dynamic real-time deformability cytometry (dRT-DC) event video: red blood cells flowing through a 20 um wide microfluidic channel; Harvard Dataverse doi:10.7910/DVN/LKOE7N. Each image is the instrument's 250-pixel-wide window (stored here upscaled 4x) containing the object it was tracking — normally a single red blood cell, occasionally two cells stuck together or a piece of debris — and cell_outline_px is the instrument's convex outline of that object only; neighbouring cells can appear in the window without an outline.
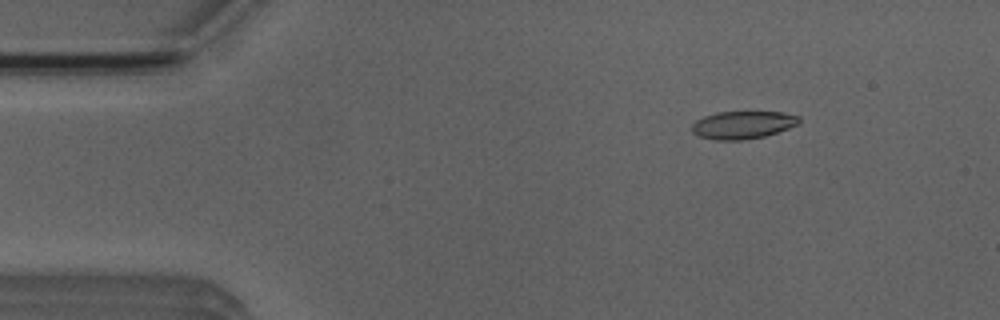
{"species": "Egyptian fruit bat (a non-hibernating species)", "species_latin": "Rousettus aegyptiacus", "temperature_condition": "room temperature", "stored_images_in_passage": 4, "camera_frame_rate_fps": 3000, "um_per_image_px": 0.085, "animal": {"sex": "male"}, "frame": {"image": 1, "passage_image": 2, "time_ms": 1.0, "image_size_px": [1000, 320], "cell_outline_px": [[800, 124], [764, 136], [744, 140], [712, 140], [700, 136], [692, 132], [692, 124], [696, 120], [704, 116], [716, 112], [784, 112], [800, 116]], "centroid_in_image_um": [63.14, 10.61], "position_along_channel_um": 21.9, "area_um2": 17.4}}